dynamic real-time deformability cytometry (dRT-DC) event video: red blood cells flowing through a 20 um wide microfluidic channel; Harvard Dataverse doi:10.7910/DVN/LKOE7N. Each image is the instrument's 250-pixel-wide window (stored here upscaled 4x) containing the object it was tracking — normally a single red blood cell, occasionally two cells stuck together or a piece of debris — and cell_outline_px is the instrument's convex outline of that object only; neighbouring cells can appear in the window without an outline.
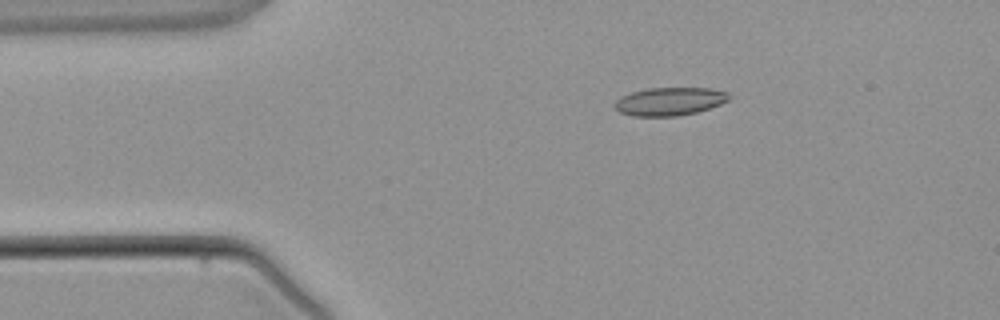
{"species": "common noctule bat (a hibernating species)", "species_latin": "Nyctalus noctula", "temperature_condition": "warm", "stored_images_in_passage": 2, "camera_frame_rate_fps": 3000, "um_per_image_px": 0.085, "animal": {"sex": "male", "body_mass_g": 21.5, "forearm_length_mm": 52.0}, "frame": {"image": 1, "passage_image": 1, "time_ms": 0.0, "image_size_px": [1000, 320], "cell_outline_px": [[732, 96], [728, 100], [720, 104], [696, 112], [676, 116], [632, 116], [620, 112], [612, 104], [620, 96], [632, 92], [648, 88], [712, 88], [728, 92]], "centroid_in_image_um": [56.91, 8.61], "position_along_channel_um": 28.1, "area_um2": 18.79}}